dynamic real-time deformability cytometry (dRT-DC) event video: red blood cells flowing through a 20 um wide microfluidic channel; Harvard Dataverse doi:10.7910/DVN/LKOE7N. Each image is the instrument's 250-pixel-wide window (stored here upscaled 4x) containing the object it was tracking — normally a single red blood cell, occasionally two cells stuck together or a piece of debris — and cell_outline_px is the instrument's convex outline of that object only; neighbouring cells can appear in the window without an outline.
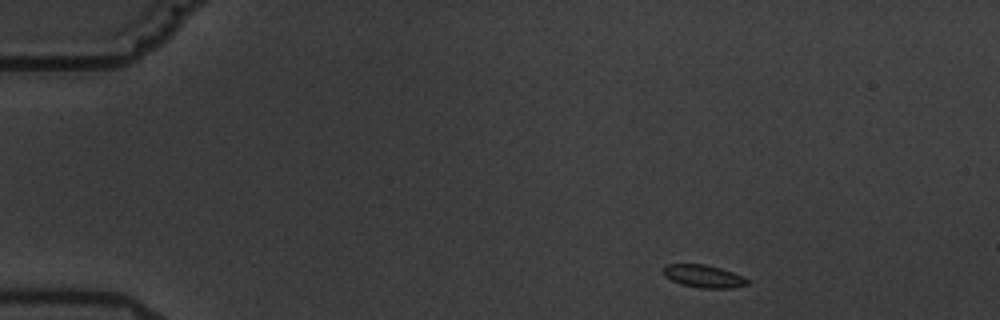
{"species": "common noctule bat (a hibernating species)", "species_latin": "Nyctalus noctula", "temperature_condition": "warm", "stored_images_in_passage": 7, "camera_frame_rate_fps": 3000, "um_per_image_px": 0.085, "animal": {"sex": "male", "body_mass_g": 19.5, "forearm_length_mm": 54.6}, "frame": {"image": 1, "passage_image": 1, "time_ms": 0.0, "image_size_px": [1000, 320], "cell_outline_px": [[748, 284], [732, 288], [700, 288], [680, 284], [664, 276], [664, 268], [668, 264], [704, 264], [720, 268], [744, 276], [748, 280]], "centroid_in_image_um": [59.82, 23.48], "position_along_channel_um": 25.2, "area_um2": 11.04}}
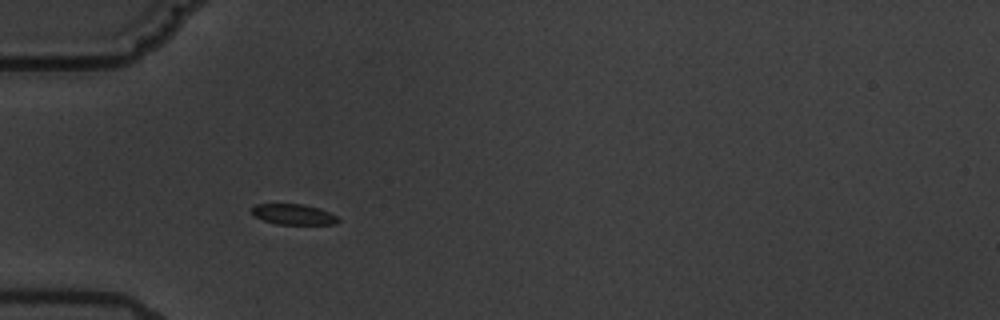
{"frame": {"image": 2, "passage_image": 4, "time_ms": 3.333, "image_size_px": [1000, 320], "cell_outline_px": [[340, 220], [336, 224], [276, 224], [264, 220], [256, 216], [252, 212], [252, 208], [256, 204], [304, 204], [320, 208], [336, 216]], "centroid_in_image_um": [24.97, 18.22], "position_along_channel_um": 60.0, "area_um2": 10.23}}
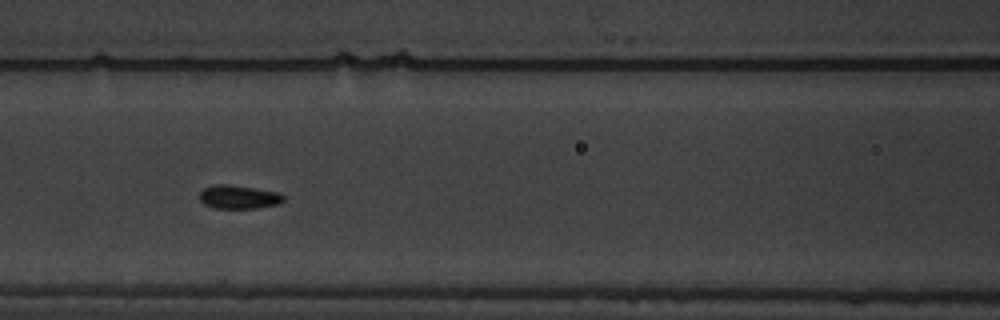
{"frame": {"image": 3, "passage_image": 6, "time_ms": 6.0, "image_size_px": [1000, 320], "cell_outline_px": [[284, 200], [280, 204], [256, 208], [216, 208], [204, 204], [200, 200], [200, 192], [204, 188], [216, 184], [228, 184], [280, 192], [284, 196]], "centroid_in_image_um": [20.32, 16.74], "position_along_channel_um": 146.3, "area_um2": 11.56}}